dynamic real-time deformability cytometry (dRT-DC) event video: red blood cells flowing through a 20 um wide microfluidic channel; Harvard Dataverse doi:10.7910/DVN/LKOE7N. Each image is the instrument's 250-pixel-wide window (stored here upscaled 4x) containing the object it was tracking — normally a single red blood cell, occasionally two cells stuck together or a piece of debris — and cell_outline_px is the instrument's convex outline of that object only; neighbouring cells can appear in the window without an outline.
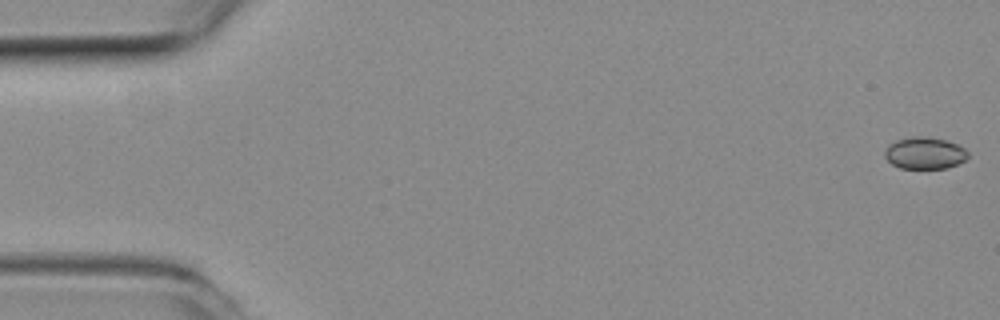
{"species": "common noctule bat (a hibernating species)", "species_latin": "Nyctalus noctula", "temperature_condition": "room temperature", "stored_images_in_passage": 9, "camera_frame_rate_fps": 3000, "um_per_image_px": 0.085, "animal": {"sex": "female", "body_mass_g": 19.3, "forearm_length_mm": 54.1}, "frame": {"image": 1, "passage_image": 1, "time_ms": 0.0, "image_size_px": [1000, 320], "cell_outline_px": [[968, 156], [964, 160], [948, 168], [900, 168], [892, 164], [884, 156], [884, 152], [888, 144], [896, 140], [912, 136], [924, 136], [948, 140], [964, 148], [968, 152]], "centroid_in_image_um": [78.58, 13.0], "position_along_channel_um": 6.4, "area_um2": 15.49}}